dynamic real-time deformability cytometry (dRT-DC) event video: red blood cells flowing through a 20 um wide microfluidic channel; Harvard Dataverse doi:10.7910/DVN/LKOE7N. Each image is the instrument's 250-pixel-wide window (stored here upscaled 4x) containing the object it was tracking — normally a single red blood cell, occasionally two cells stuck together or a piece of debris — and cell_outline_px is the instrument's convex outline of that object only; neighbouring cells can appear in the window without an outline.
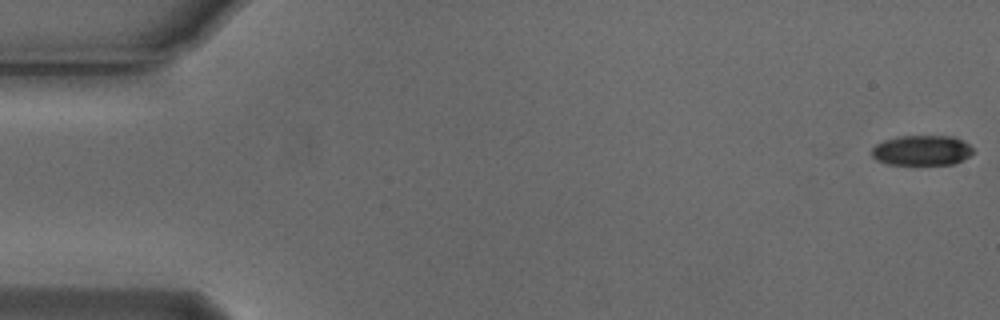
{"species": "Egyptian fruit bat (a non-hibernating species)", "species_latin": "Rousettus aegyptiacus", "temperature_condition": "cold", "stored_images_in_passage": 50, "camera_frame_rate_fps": 3000, "um_per_image_px": 0.085, "animal": {"sex": "male"}, "frame": {"image": 1, "passage_image": 1, "time_ms": 0.0, "image_size_px": [1000, 320], "cell_outline_px": [[972, 152], [968, 156], [956, 164], [888, 164], [876, 160], [872, 156], [872, 148], [876, 144], [884, 140], [896, 136], [952, 136], [968, 144], [972, 148]], "centroid_in_image_um": [78.32, 12.78], "position_along_channel_um": 6.7, "area_um2": 17.69}}
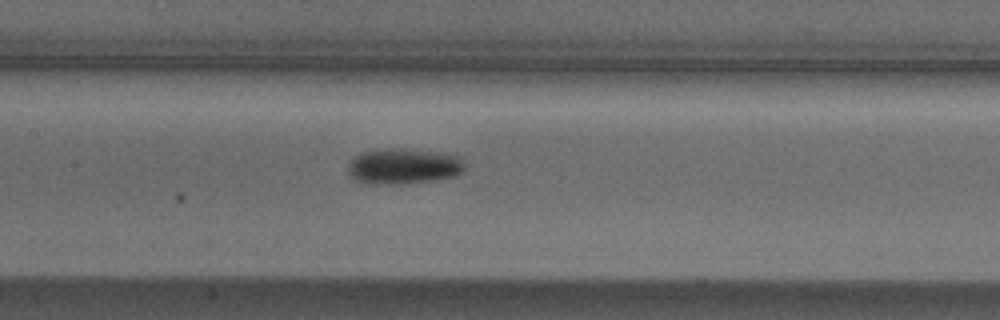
{"frame": {"image": 2, "passage_image": 26, "time_ms": 8.333, "image_size_px": [1000, 320], "cell_outline_px": [[464, 168], [460, 172], [452, 176], [432, 180], [400, 184], [360, 184], [348, 172], [348, 164], [352, 156], [360, 152], [384, 148], [400, 148], [440, 152], [460, 156], [464, 164]], "centroid_in_image_um": [34.22, 14.12], "position_along_channel_um": 173.2, "area_um2": 24.51}}
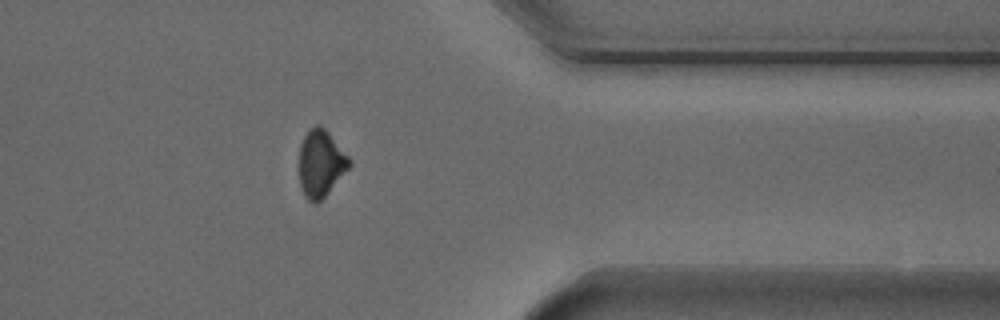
{"frame": {"image": 3, "passage_image": 44, "time_ms": 14.333, "image_size_px": [1000, 320], "cell_outline_px": [[352, 164], [328, 192], [316, 204], [312, 204], [304, 196], [300, 184], [300, 144], [304, 136], [316, 124], [320, 124], [328, 132], [352, 160]], "centroid_in_image_um": [27.27, 13.9], "position_along_channel_um": 384.1, "area_um2": 19.36}, "authors_computed_cell_mechanics": {"area_um2": 20.5768, "velocity_mm_per_s": 3.7634, "shape_relaxation_time_tau1_ms": 2.929, "shape_relaxation_time_tau2_ms": null, "deformation_change_tau1": 0.1143, "deformation_change_tau2": null}}